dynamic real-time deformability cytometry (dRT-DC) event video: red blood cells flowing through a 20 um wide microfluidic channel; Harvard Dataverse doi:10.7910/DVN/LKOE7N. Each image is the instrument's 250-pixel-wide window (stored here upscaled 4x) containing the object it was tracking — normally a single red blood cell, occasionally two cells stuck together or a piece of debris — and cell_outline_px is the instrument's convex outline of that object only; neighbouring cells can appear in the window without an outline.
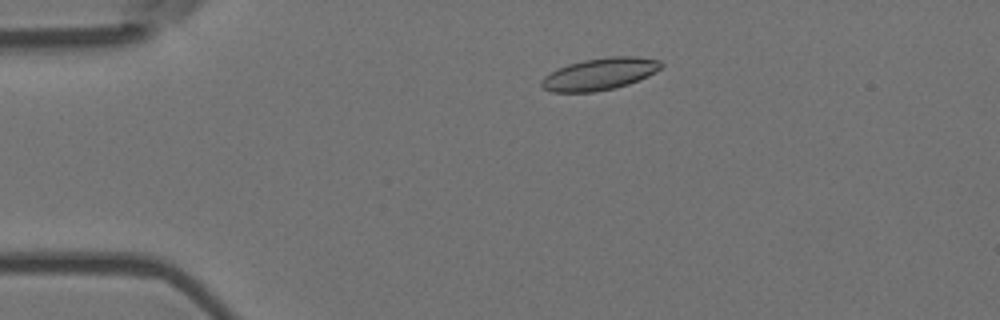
{"species": "Egyptian fruit bat (a non-hibernating species)", "species_latin": "Rousettus aegyptiacus", "temperature_condition": "room temperature", "stored_images_in_passage": 5, "camera_frame_rate_fps": 3000, "um_per_image_px": 0.085, "animal": {"sex": "female"}, "frame": {"image": 1, "passage_image": 3, "time_ms": 0.667, "image_size_px": [1000, 320], "cell_outline_px": [[664, 64], [660, 68], [648, 76], [628, 84], [612, 88], [592, 92], [552, 92], [544, 88], [540, 84], [540, 80], [544, 76], [568, 64], [584, 60], [612, 56], [632, 56], [660, 60]], "centroid_in_image_um": [50.97, 6.29], "position_along_channel_um": 34.0, "area_um2": 22.02}}
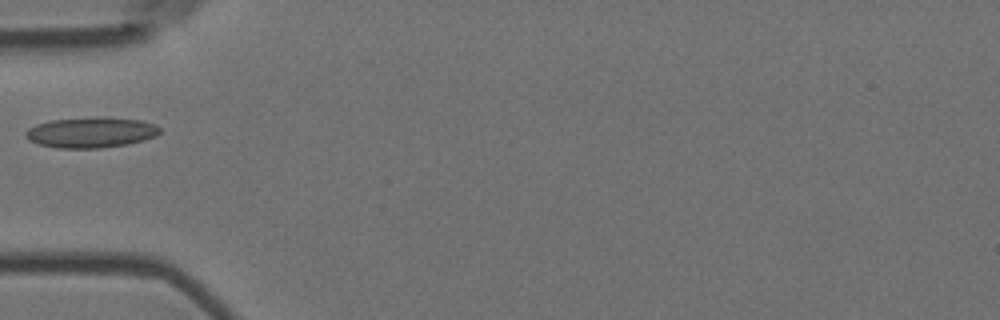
{"frame": {"image": 2, "passage_image": 5, "time_ms": 1.333, "image_size_px": [1000, 320], "cell_outline_px": [[160, 132], [156, 136], [144, 140], [128, 144], [100, 148], [56, 148], [40, 144], [28, 140], [24, 136], [24, 132], [28, 128], [36, 124], [52, 120], [92, 116], [104, 116], [140, 120], [156, 124], [160, 128]], "centroid_in_image_um": [7.73, 11.24], "position_along_channel_um": 77.3, "area_um2": 24.28}}